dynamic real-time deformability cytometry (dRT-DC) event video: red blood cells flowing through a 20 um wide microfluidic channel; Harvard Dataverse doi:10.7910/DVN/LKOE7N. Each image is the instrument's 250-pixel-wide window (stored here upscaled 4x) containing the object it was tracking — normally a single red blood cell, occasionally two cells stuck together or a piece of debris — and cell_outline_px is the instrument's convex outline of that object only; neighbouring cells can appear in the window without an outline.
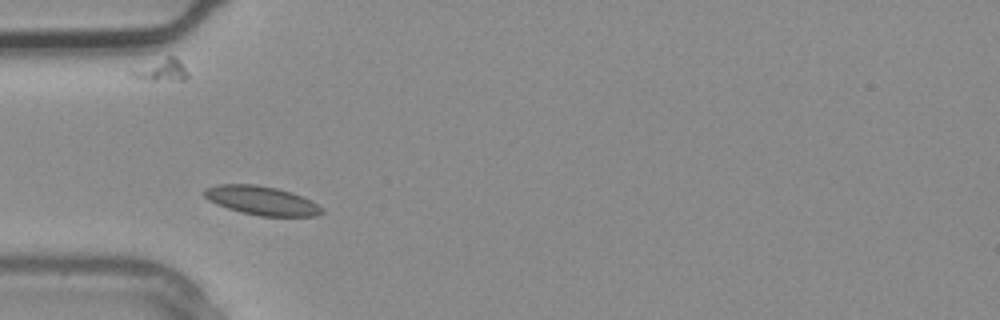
{"species": "common noctule bat (a hibernating species)", "species_latin": "Nyctalus noctula", "temperature_condition": "warm", "stored_images_in_passage": 2, "camera_frame_rate_fps": 3000, "um_per_image_px": 0.085, "animal": {"sex": "male", "body_mass_g": 20.4}, "frame": {"image": 1, "passage_image": 1, "time_ms": 0.0, "image_size_px": [1000, 320], "cell_outline_px": [[324, 212], [316, 216], [260, 216], [240, 212], [216, 204], [208, 200], [204, 196], [204, 188], [216, 184], [256, 184], [276, 188], [292, 192], [324, 208]], "centroid_in_image_um": [22.2, 17.04], "position_along_channel_um": 62.8, "area_um2": 19.77}}